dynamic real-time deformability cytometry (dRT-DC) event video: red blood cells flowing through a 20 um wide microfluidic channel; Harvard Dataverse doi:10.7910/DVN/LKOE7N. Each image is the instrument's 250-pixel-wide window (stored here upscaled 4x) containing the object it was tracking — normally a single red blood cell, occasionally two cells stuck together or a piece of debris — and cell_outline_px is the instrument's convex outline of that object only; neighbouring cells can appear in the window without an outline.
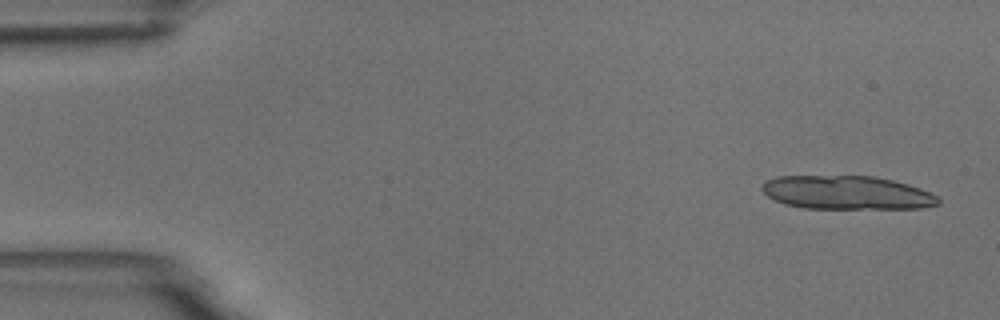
{"species": "common noctule bat (a hibernating species)", "species_latin": "Nyctalus noctula", "temperature_condition": "room temperature", "stored_images_in_passage": 14, "camera_frame_rate_fps": 3000, "um_per_image_px": 0.085, "animal": {"sex": "male", "body_mass_g": 18.8}, "frame": {"image": 1, "passage_image": 1, "time_ms": 0.0, "image_size_px": [1000, 320], "cell_outline_px": [[940, 204], [920, 208], [804, 208], [784, 204], [768, 196], [760, 188], [764, 180], [776, 176], [872, 176], [892, 180], [908, 184], [920, 188], [936, 196], [940, 200]], "centroid_in_image_um": [71.94, 16.37], "position_along_channel_um": 13.1, "area_um2": 34.45}}